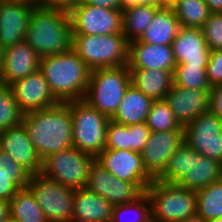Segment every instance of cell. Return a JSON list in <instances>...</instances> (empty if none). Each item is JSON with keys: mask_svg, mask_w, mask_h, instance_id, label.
<instances>
[{"mask_svg": "<svg viewBox=\"0 0 222 222\" xmlns=\"http://www.w3.org/2000/svg\"><path fill=\"white\" fill-rule=\"evenodd\" d=\"M9 220V201L0 199V222H8Z\"/></svg>", "mask_w": 222, "mask_h": 222, "instance_id": "f6af8a7d", "label": "cell"}, {"mask_svg": "<svg viewBox=\"0 0 222 222\" xmlns=\"http://www.w3.org/2000/svg\"><path fill=\"white\" fill-rule=\"evenodd\" d=\"M68 107L72 119L73 147L97 157L105 149L110 118L83 99L68 102Z\"/></svg>", "mask_w": 222, "mask_h": 222, "instance_id": "52a82bcc", "label": "cell"}, {"mask_svg": "<svg viewBox=\"0 0 222 222\" xmlns=\"http://www.w3.org/2000/svg\"><path fill=\"white\" fill-rule=\"evenodd\" d=\"M83 3L94 6H101L102 8L107 9L122 10L121 0H84Z\"/></svg>", "mask_w": 222, "mask_h": 222, "instance_id": "b9f144b4", "label": "cell"}, {"mask_svg": "<svg viewBox=\"0 0 222 222\" xmlns=\"http://www.w3.org/2000/svg\"><path fill=\"white\" fill-rule=\"evenodd\" d=\"M24 41L40 57L69 50L72 44V30L68 10L44 5L35 6Z\"/></svg>", "mask_w": 222, "mask_h": 222, "instance_id": "3957f363", "label": "cell"}, {"mask_svg": "<svg viewBox=\"0 0 222 222\" xmlns=\"http://www.w3.org/2000/svg\"><path fill=\"white\" fill-rule=\"evenodd\" d=\"M197 214L205 221L222 217V179L196 191Z\"/></svg>", "mask_w": 222, "mask_h": 222, "instance_id": "f546056e", "label": "cell"}, {"mask_svg": "<svg viewBox=\"0 0 222 222\" xmlns=\"http://www.w3.org/2000/svg\"><path fill=\"white\" fill-rule=\"evenodd\" d=\"M13 222H48L43 210L28 188L20 189L9 201Z\"/></svg>", "mask_w": 222, "mask_h": 222, "instance_id": "83f0119b", "label": "cell"}, {"mask_svg": "<svg viewBox=\"0 0 222 222\" xmlns=\"http://www.w3.org/2000/svg\"><path fill=\"white\" fill-rule=\"evenodd\" d=\"M191 147L184 141L173 153L157 181L177 184L190 171Z\"/></svg>", "mask_w": 222, "mask_h": 222, "instance_id": "1f68e13d", "label": "cell"}, {"mask_svg": "<svg viewBox=\"0 0 222 222\" xmlns=\"http://www.w3.org/2000/svg\"><path fill=\"white\" fill-rule=\"evenodd\" d=\"M159 8L137 5L122 11V33L128 42L142 36Z\"/></svg>", "mask_w": 222, "mask_h": 222, "instance_id": "f1b7e54d", "label": "cell"}, {"mask_svg": "<svg viewBox=\"0 0 222 222\" xmlns=\"http://www.w3.org/2000/svg\"><path fill=\"white\" fill-rule=\"evenodd\" d=\"M84 0H47V6L69 10L71 7L83 3Z\"/></svg>", "mask_w": 222, "mask_h": 222, "instance_id": "7bdbcfd3", "label": "cell"}, {"mask_svg": "<svg viewBox=\"0 0 222 222\" xmlns=\"http://www.w3.org/2000/svg\"><path fill=\"white\" fill-rule=\"evenodd\" d=\"M0 1L16 2V1H24V0H0Z\"/></svg>", "mask_w": 222, "mask_h": 222, "instance_id": "f5cc1de1", "label": "cell"}, {"mask_svg": "<svg viewBox=\"0 0 222 222\" xmlns=\"http://www.w3.org/2000/svg\"><path fill=\"white\" fill-rule=\"evenodd\" d=\"M206 73L211 87L222 84V50L210 51Z\"/></svg>", "mask_w": 222, "mask_h": 222, "instance_id": "f35d334b", "label": "cell"}, {"mask_svg": "<svg viewBox=\"0 0 222 222\" xmlns=\"http://www.w3.org/2000/svg\"><path fill=\"white\" fill-rule=\"evenodd\" d=\"M96 160L114 177L136 184L144 193L154 180L143 167L141 153L124 149H104Z\"/></svg>", "mask_w": 222, "mask_h": 222, "instance_id": "4fadbf2b", "label": "cell"}, {"mask_svg": "<svg viewBox=\"0 0 222 222\" xmlns=\"http://www.w3.org/2000/svg\"><path fill=\"white\" fill-rule=\"evenodd\" d=\"M222 179V164L191 148L190 171L177 183L189 190H200Z\"/></svg>", "mask_w": 222, "mask_h": 222, "instance_id": "603a6c76", "label": "cell"}, {"mask_svg": "<svg viewBox=\"0 0 222 222\" xmlns=\"http://www.w3.org/2000/svg\"><path fill=\"white\" fill-rule=\"evenodd\" d=\"M178 0H158V7L173 8Z\"/></svg>", "mask_w": 222, "mask_h": 222, "instance_id": "7dc6e473", "label": "cell"}, {"mask_svg": "<svg viewBox=\"0 0 222 222\" xmlns=\"http://www.w3.org/2000/svg\"><path fill=\"white\" fill-rule=\"evenodd\" d=\"M22 124L41 160L73 147V127L68 102L24 113Z\"/></svg>", "mask_w": 222, "mask_h": 222, "instance_id": "6da1fadb", "label": "cell"}, {"mask_svg": "<svg viewBox=\"0 0 222 222\" xmlns=\"http://www.w3.org/2000/svg\"><path fill=\"white\" fill-rule=\"evenodd\" d=\"M180 27L174 9L160 7L138 41L151 45H172Z\"/></svg>", "mask_w": 222, "mask_h": 222, "instance_id": "484cf974", "label": "cell"}, {"mask_svg": "<svg viewBox=\"0 0 222 222\" xmlns=\"http://www.w3.org/2000/svg\"><path fill=\"white\" fill-rule=\"evenodd\" d=\"M206 222H222V217L216 218V219H212Z\"/></svg>", "mask_w": 222, "mask_h": 222, "instance_id": "816d5d0a", "label": "cell"}, {"mask_svg": "<svg viewBox=\"0 0 222 222\" xmlns=\"http://www.w3.org/2000/svg\"><path fill=\"white\" fill-rule=\"evenodd\" d=\"M130 84L128 65L92 70L83 100L111 119Z\"/></svg>", "mask_w": 222, "mask_h": 222, "instance_id": "277c9868", "label": "cell"}, {"mask_svg": "<svg viewBox=\"0 0 222 222\" xmlns=\"http://www.w3.org/2000/svg\"><path fill=\"white\" fill-rule=\"evenodd\" d=\"M105 149L131 150L130 126L109 121Z\"/></svg>", "mask_w": 222, "mask_h": 222, "instance_id": "8d00e7d4", "label": "cell"}, {"mask_svg": "<svg viewBox=\"0 0 222 222\" xmlns=\"http://www.w3.org/2000/svg\"><path fill=\"white\" fill-rule=\"evenodd\" d=\"M152 103L151 98L130 84L116 113L110 120L126 126L144 123Z\"/></svg>", "mask_w": 222, "mask_h": 222, "instance_id": "d4e9b609", "label": "cell"}, {"mask_svg": "<svg viewBox=\"0 0 222 222\" xmlns=\"http://www.w3.org/2000/svg\"><path fill=\"white\" fill-rule=\"evenodd\" d=\"M113 207L86 188L74 190L72 222H111Z\"/></svg>", "mask_w": 222, "mask_h": 222, "instance_id": "7402d4cb", "label": "cell"}, {"mask_svg": "<svg viewBox=\"0 0 222 222\" xmlns=\"http://www.w3.org/2000/svg\"><path fill=\"white\" fill-rule=\"evenodd\" d=\"M71 48L91 71L128 65L129 42L123 34L72 35Z\"/></svg>", "mask_w": 222, "mask_h": 222, "instance_id": "8992f818", "label": "cell"}, {"mask_svg": "<svg viewBox=\"0 0 222 222\" xmlns=\"http://www.w3.org/2000/svg\"><path fill=\"white\" fill-rule=\"evenodd\" d=\"M39 71L60 103L84 99L91 70L72 48L41 57Z\"/></svg>", "mask_w": 222, "mask_h": 222, "instance_id": "7a4b0ae2", "label": "cell"}, {"mask_svg": "<svg viewBox=\"0 0 222 222\" xmlns=\"http://www.w3.org/2000/svg\"><path fill=\"white\" fill-rule=\"evenodd\" d=\"M201 30L211 51L222 50V12H211Z\"/></svg>", "mask_w": 222, "mask_h": 222, "instance_id": "74e56055", "label": "cell"}, {"mask_svg": "<svg viewBox=\"0 0 222 222\" xmlns=\"http://www.w3.org/2000/svg\"><path fill=\"white\" fill-rule=\"evenodd\" d=\"M111 222H151L148 196L144 193L132 203L115 205Z\"/></svg>", "mask_w": 222, "mask_h": 222, "instance_id": "836d02e7", "label": "cell"}, {"mask_svg": "<svg viewBox=\"0 0 222 222\" xmlns=\"http://www.w3.org/2000/svg\"><path fill=\"white\" fill-rule=\"evenodd\" d=\"M0 150L10 155L31 175L40 174L42 160L22 123L0 132Z\"/></svg>", "mask_w": 222, "mask_h": 222, "instance_id": "ac0fdd59", "label": "cell"}, {"mask_svg": "<svg viewBox=\"0 0 222 222\" xmlns=\"http://www.w3.org/2000/svg\"><path fill=\"white\" fill-rule=\"evenodd\" d=\"M23 113L43 110L60 102L53 95L44 75L37 70L8 85Z\"/></svg>", "mask_w": 222, "mask_h": 222, "instance_id": "5bb4252c", "label": "cell"}, {"mask_svg": "<svg viewBox=\"0 0 222 222\" xmlns=\"http://www.w3.org/2000/svg\"><path fill=\"white\" fill-rule=\"evenodd\" d=\"M175 67L172 45H151L138 40L129 42V69H161L174 74Z\"/></svg>", "mask_w": 222, "mask_h": 222, "instance_id": "44dd1931", "label": "cell"}, {"mask_svg": "<svg viewBox=\"0 0 222 222\" xmlns=\"http://www.w3.org/2000/svg\"><path fill=\"white\" fill-rule=\"evenodd\" d=\"M122 11L132 6H155L158 7V0H121Z\"/></svg>", "mask_w": 222, "mask_h": 222, "instance_id": "ee69618b", "label": "cell"}, {"mask_svg": "<svg viewBox=\"0 0 222 222\" xmlns=\"http://www.w3.org/2000/svg\"><path fill=\"white\" fill-rule=\"evenodd\" d=\"M24 1L33 3V4H35L36 6H37V5L47 6V0H24Z\"/></svg>", "mask_w": 222, "mask_h": 222, "instance_id": "681fc988", "label": "cell"}, {"mask_svg": "<svg viewBox=\"0 0 222 222\" xmlns=\"http://www.w3.org/2000/svg\"><path fill=\"white\" fill-rule=\"evenodd\" d=\"M35 6L27 1H0V43L4 48L24 41Z\"/></svg>", "mask_w": 222, "mask_h": 222, "instance_id": "2e32d148", "label": "cell"}, {"mask_svg": "<svg viewBox=\"0 0 222 222\" xmlns=\"http://www.w3.org/2000/svg\"><path fill=\"white\" fill-rule=\"evenodd\" d=\"M27 188L48 222H72L74 190L41 174L31 175Z\"/></svg>", "mask_w": 222, "mask_h": 222, "instance_id": "9c48e42d", "label": "cell"}, {"mask_svg": "<svg viewBox=\"0 0 222 222\" xmlns=\"http://www.w3.org/2000/svg\"><path fill=\"white\" fill-rule=\"evenodd\" d=\"M72 35H109L122 33V10L77 4L68 10Z\"/></svg>", "mask_w": 222, "mask_h": 222, "instance_id": "30bf717a", "label": "cell"}, {"mask_svg": "<svg viewBox=\"0 0 222 222\" xmlns=\"http://www.w3.org/2000/svg\"><path fill=\"white\" fill-rule=\"evenodd\" d=\"M31 174L10 155L0 150V199H10L27 188Z\"/></svg>", "mask_w": 222, "mask_h": 222, "instance_id": "4316f807", "label": "cell"}, {"mask_svg": "<svg viewBox=\"0 0 222 222\" xmlns=\"http://www.w3.org/2000/svg\"><path fill=\"white\" fill-rule=\"evenodd\" d=\"M173 9L181 27L201 28L211 13L205 0H178Z\"/></svg>", "mask_w": 222, "mask_h": 222, "instance_id": "4dcf8cb0", "label": "cell"}, {"mask_svg": "<svg viewBox=\"0 0 222 222\" xmlns=\"http://www.w3.org/2000/svg\"><path fill=\"white\" fill-rule=\"evenodd\" d=\"M3 55H4V47L0 43V77H1V70H2Z\"/></svg>", "mask_w": 222, "mask_h": 222, "instance_id": "f907efd6", "label": "cell"}, {"mask_svg": "<svg viewBox=\"0 0 222 222\" xmlns=\"http://www.w3.org/2000/svg\"><path fill=\"white\" fill-rule=\"evenodd\" d=\"M85 188L102 196L113 206L132 203L144 194L136 184L114 177L96 159L90 167Z\"/></svg>", "mask_w": 222, "mask_h": 222, "instance_id": "7c38bea8", "label": "cell"}, {"mask_svg": "<svg viewBox=\"0 0 222 222\" xmlns=\"http://www.w3.org/2000/svg\"><path fill=\"white\" fill-rule=\"evenodd\" d=\"M174 59L177 64L206 67L210 49L207 47L201 28L180 27L172 42Z\"/></svg>", "mask_w": 222, "mask_h": 222, "instance_id": "ffe728a7", "label": "cell"}, {"mask_svg": "<svg viewBox=\"0 0 222 222\" xmlns=\"http://www.w3.org/2000/svg\"><path fill=\"white\" fill-rule=\"evenodd\" d=\"M41 57L25 41L4 48L0 84L9 85L39 70Z\"/></svg>", "mask_w": 222, "mask_h": 222, "instance_id": "d6986e66", "label": "cell"}, {"mask_svg": "<svg viewBox=\"0 0 222 222\" xmlns=\"http://www.w3.org/2000/svg\"><path fill=\"white\" fill-rule=\"evenodd\" d=\"M145 123L150 131H184L165 100L153 101Z\"/></svg>", "mask_w": 222, "mask_h": 222, "instance_id": "d6a6232c", "label": "cell"}, {"mask_svg": "<svg viewBox=\"0 0 222 222\" xmlns=\"http://www.w3.org/2000/svg\"><path fill=\"white\" fill-rule=\"evenodd\" d=\"M95 156L75 147L51 154L42 160L40 174L73 190L85 188Z\"/></svg>", "mask_w": 222, "mask_h": 222, "instance_id": "ba28073f", "label": "cell"}, {"mask_svg": "<svg viewBox=\"0 0 222 222\" xmlns=\"http://www.w3.org/2000/svg\"><path fill=\"white\" fill-rule=\"evenodd\" d=\"M150 132V128L145 122L130 125L131 150L141 153L145 147Z\"/></svg>", "mask_w": 222, "mask_h": 222, "instance_id": "ab89813d", "label": "cell"}, {"mask_svg": "<svg viewBox=\"0 0 222 222\" xmlns=\"http://www.w3.org/2000/svg\"><path fill=\"white\" fill-rule=\"evenodd\" d=\"M184 142V131L150 132L141 152L147 173L156 179L165 169L174 151Z\"/></svg>", "mask_w": 222, "mask_h": 222, "instance_id": "9a60e30c", "label": "cell"}, {"mask_svg": "<svg viewBox=\"0 0 222 222\" xmlns=\"http://www.w3.org/2000/svg\"><path fill=\"white\" fill-rule=\"evenodd\" d=\"M209 110L222 119V84L210 88Z\"/></svg>", "mask_w": 222, "mask_h": 222, "instance_id": "60d3db41", "label": "cell"}, {"mask_svg": "<svg viewBox=\"0 0 222 222\" xmlns=\"http://www.w3.org/2000/svg\"><path fill=\"white\" fill-rule=\"evenodd\" d=\"M184 141L199 154L222 164V119L210 110L184 127Z\"/></svg>", "mask_w": 222, "mask_h": 222, "instance_id": "8fae6325", "label": "cell"}, {"mask_svg": "<svg viewBox=\"0 0 222 222\" xmlns=\"http://www.w3.org/2000/svg\"><path fill=\"white\" fill-rule=\"evenodd\" d=\"M179 222H206V221L202 217H200L198 214H195Z\"/></svg>", "mask_w": 222, "mask_h": 222, "instance_id": "c3c4849f", "label": "cell"}, {"mask_svg": "<svg viewBox=\"0 0 222 222\" xmlns=\"http://www.w3.org/2000/svg\"><path fill=\"white\" fill-rule=\"evenodd\" d=\"M174 84L189 89L210 90L206 67L177 64L174 71Z\"/></svg>", "mask_w": 222, "mask_h": 222, "instance_id": "e575fe53", "label": "cell"}, {"mask_svg": "<svg viewBox=\"0 0 222 222\" xmlns=\"http://www.w3.org/2000/svg\"><path fill=\"white\" fill-rule=\"evenodd\" d=\"M23 114L10 87L0 84V132L20 125Z\"/></svg>", "mask_w": 222, "mask_h": 222, "instance_id": "d590c367", "label": "cell"}, {"mask_svg": "<svg viewBox=\"0 0 222 222\" xmlns=\"http://www.w3.org/2000/svg\"><path fill=\"white\" fill-rule=\"evenodd\" d=\"M209 91L172 86L165 101L181 127H185L200 114L209 110Z\"/></svg>", "mask_w": 222, "mask_h": 222, "instance_id": "e0dca14e", "label": "cell"}, {"mask_svg": "<svg viewBox=\"0 0 222 222\" xmlns=\"http://www.w3.org/2000/svg\"><path fill=\"white\" fill-rule=\"evenodd\" d=\"M131 84L153 101L165 100L174 84L171 71L161 69H129Z\"/></svg>", "mask_w": 222, "mask_h": 222, "instance_id": "cb8c5ba5", "label": "cell"}, {"mask_svg": "<svg viewBox=\"0 0 222 222\" xmlns=\"http://www.w3.org/2000/svg\"><path fill=\"white\" fill-rule=\"evenodd\" d=\"M145 194L150 201L151 222H179L197 214L194 190L154 179Z\"/></svg>", "mask_w": 222, "mask_h": 222, "instance_id": "5b68a950", "label": "cell"}, {"mask_svg": "<svg viewBox=\"0 0 222 222\" xmlns=\"http://www.w3.org/2000/svg\"><path fill=\"white\" fill-rule=\"evenodd\" d=\"M210 12H222V0H205Z\"/></svg>", "mask_w": 222, "mask_h": 222, "instance_id": "bcb514c9", "label": "cell"}]
</instances>
